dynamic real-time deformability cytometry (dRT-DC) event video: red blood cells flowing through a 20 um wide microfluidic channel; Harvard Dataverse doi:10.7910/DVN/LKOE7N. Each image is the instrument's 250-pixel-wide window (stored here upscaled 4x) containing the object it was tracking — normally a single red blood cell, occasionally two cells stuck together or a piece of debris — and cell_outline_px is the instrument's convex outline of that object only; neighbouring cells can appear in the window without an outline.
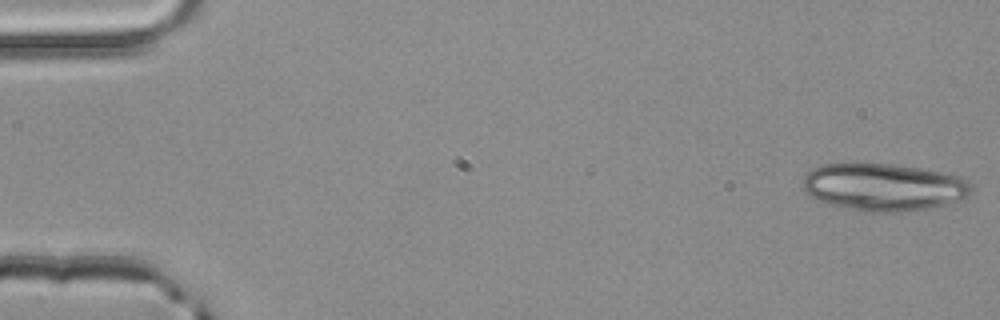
{"species": "common noctule bat (a hibernating species)", "species_latin": "Nyctalus noctula", "temperature_condition": "room temperature", "stored_images_in_passage": 51, "segment_of_instrument_passage": [1, 2], "camera_frame_rate_fps": 3000, "um_per_image_px": 0.085, "animal": {"sex": "male", "body_mass_g": 20.4}, "frame": {"image": 1, "passage_image": 1, "time_ms": 0.0, "image_size_px": [1000, 320], "cell_outline_px": [[972, 188], [968, 196], [948, 204], [928, 208], [904, 212], [864, 212], [828, 204], [816, 200], [804, 192], [804, 176], [812, 168], [824, 164], [852, 160], [892, 164], [940, 172], [960, 176], [968, 180], [972, 184]], "centroid_in_image_um": [75.06, 15.88], "position_along_channel_um": 9.9, "area_um2": 47.63}}